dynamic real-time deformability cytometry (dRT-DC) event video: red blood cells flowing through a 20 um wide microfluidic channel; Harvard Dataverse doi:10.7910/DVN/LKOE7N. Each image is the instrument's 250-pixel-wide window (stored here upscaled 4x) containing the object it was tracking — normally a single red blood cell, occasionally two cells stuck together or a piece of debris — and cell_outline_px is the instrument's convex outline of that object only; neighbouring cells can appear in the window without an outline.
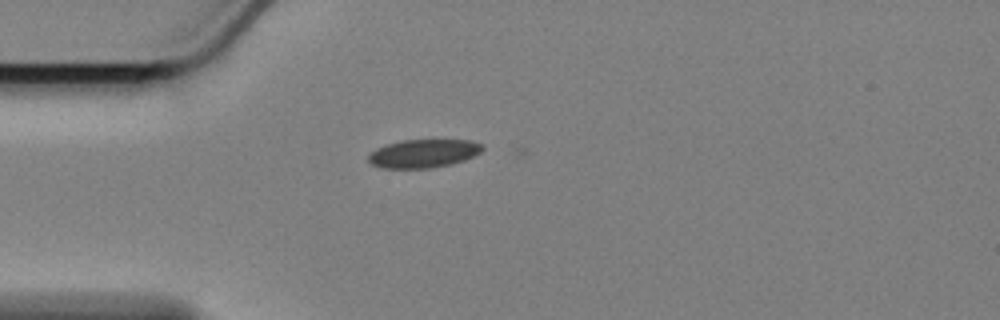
{"species": "Egyptian fruit bat (a non-hibernating species)", "species_latin": "Rousettus aegyptiacus", "temperature_condition": "cold", "stored_images_in_passage": 39, "camera_frame_rate_fps": 3000, "um_per_image_px": 0.085, "animal": {"sex": "female"}, "frame": {"image": 1, "passage_image": 1, "time_ms": 0.0, "image_size_px": [1000, 320], "cell_outline_px": [[484, 148], [480, 152], [464, 160], [448, 164], [428, 168], [384, 168], [372, 164], [368, 160], [368, 156], [376, 148], [384, 144], [404, 140], [472, 140], [484, 144]], "centroid_in_image_um": [36.0, 13.03], "position_along_channel_um": 49.0, "area_um2": 18.73}}
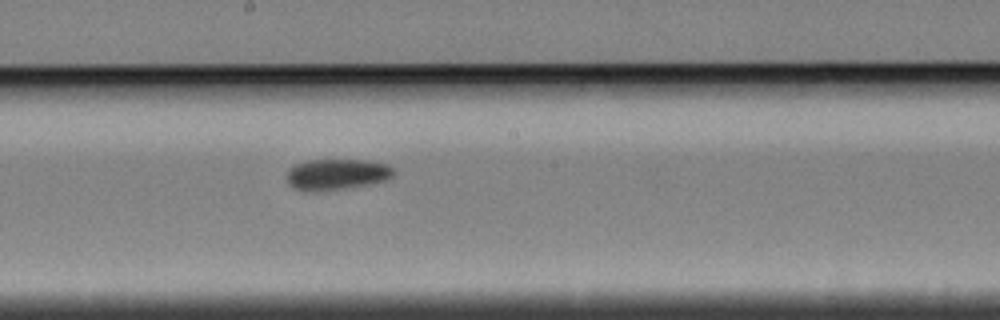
{"frame": {"image": 2, "passage_image": 17, "time_ms": 5.333, "image_size_px": [1000, 320], "cell_outline_px": [[396, 172], [392, 176], [384, 180], [344, 188], [316, 192], [304, 192], [292, 188], [288, 184], [288, 168], [292, 164], [308, 160], [368, 160], [388, 164], [396, 168]], "centroid_in_image_um": [28.58, 14.81], "position_along_channel_um": 219.6, "area_um2": 19.54}}
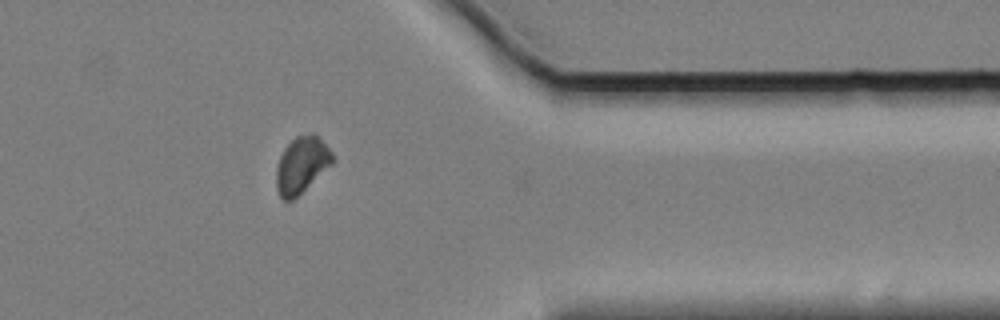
{"frame": {"image": 3, "passage_image": 33, "time_ms": 10.667, "image_size_px": [1000, 320], "cell_outline_px": [[332, 164], [292, 200], [284, 200], [280, 196], [276, 188], [276, 168], [280, 156], [284, 148], [296, 136], [312, 132], [332, 152]], "centroid_in_image_um": [25.6, 14.01], "position_along_channel_um": 385.8, "area_um2": 18.03}, "authors_computed_cell_mechanics": {"area_um2": 19.2474, "velocity_mm_per_s": 3.3856, "shape_relaxation_time_tau1_ms": 8.1917, "shape_relaxation_time_tau2_ms": 6.1097, "deformation_change_tau1": 0.078, "deformation_change_tau2": 0.0915}}